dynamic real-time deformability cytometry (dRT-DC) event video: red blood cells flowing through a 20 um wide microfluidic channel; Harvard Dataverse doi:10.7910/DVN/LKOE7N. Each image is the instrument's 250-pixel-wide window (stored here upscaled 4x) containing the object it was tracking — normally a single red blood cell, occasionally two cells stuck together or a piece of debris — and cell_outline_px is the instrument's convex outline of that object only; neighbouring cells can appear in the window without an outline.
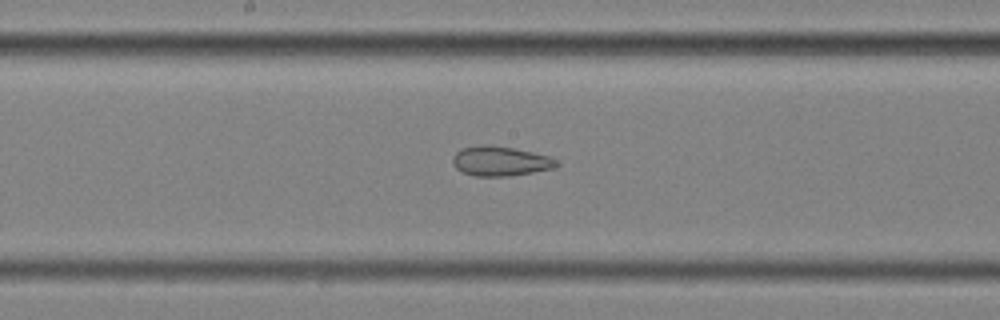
{"species": "common noctule bat (a hibernating species)", "species_latin": "Nyctalus noctula", "temperature_condition": "cold", "stored_images_in_passage": 58, "segment_of_instrument_passage": [2, 2], "camera_frame_rate_fps": 3000, "um_per_image_px": 0.085, "animal": {"sex": "female", "body_mass_g": 25.1}, "frame": {"image": 1, "passage_image": 31, "time_ms": 10.0, "image_size_px": [1000, 320], "cell_outline_px": [[560, 164], [556, 168], [508, 176], [476, 176], [464, 172], [456, 168], [452, 164], [452, 156], [460, 148], [480, 144], [488, 144], [512, 148], [532, 152], [548, 156], [560, 160]], "centroid_in_image_um": [42.53, 13.68], "position_along_channel_um": 205.7, "area_um2": 18.15}}
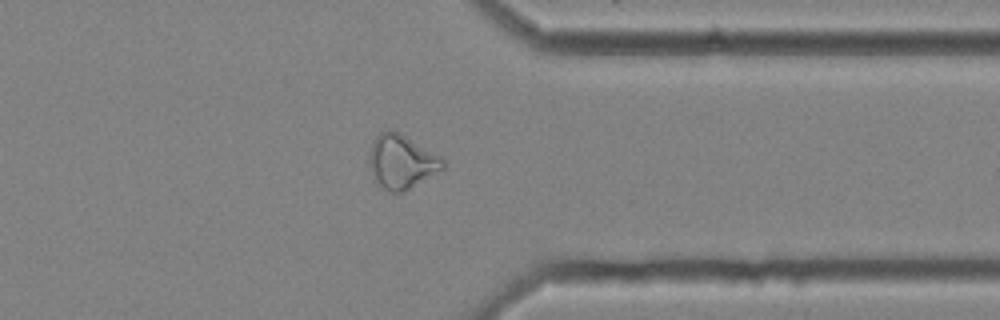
{"frame": {"image": 2, "passage_image": 46, "time_ms": 15.0, "image_size_px": [1000, 320], "cell_outline_px": [[448, 160], [444, 168], [404, 192], [388, 192], [380, 184], [372, 172], [368, 156], [372, 140], [380, 132], [388, 128], [400, 132], [444, 156]], "centroid_in_image_um": [34.19, 13.69], "position_along_channel_um": 377.2, "area_um2": 23.58}}
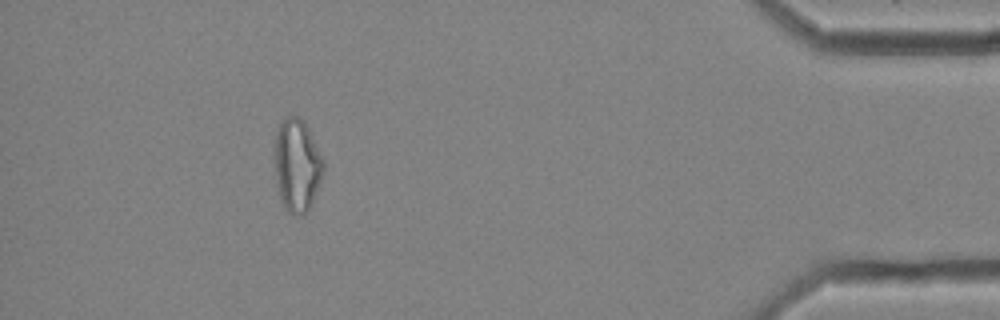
{"frame": {"image": 3, "passage_image": 53, "time_ms": 17.333, "image_size_px": [1000, 320], "cell_outline_px": [[324, 172], [312, 204], [304, 212], [288, 212], [284, 208], [276, 184], [276, 128], [288, 116], [296, 116], [304, 120], [324, 160]], "centroid_in_image_um": [25.27, 14.02], "position_along_channel_um": 409.9, "area_um2": 25.89}}